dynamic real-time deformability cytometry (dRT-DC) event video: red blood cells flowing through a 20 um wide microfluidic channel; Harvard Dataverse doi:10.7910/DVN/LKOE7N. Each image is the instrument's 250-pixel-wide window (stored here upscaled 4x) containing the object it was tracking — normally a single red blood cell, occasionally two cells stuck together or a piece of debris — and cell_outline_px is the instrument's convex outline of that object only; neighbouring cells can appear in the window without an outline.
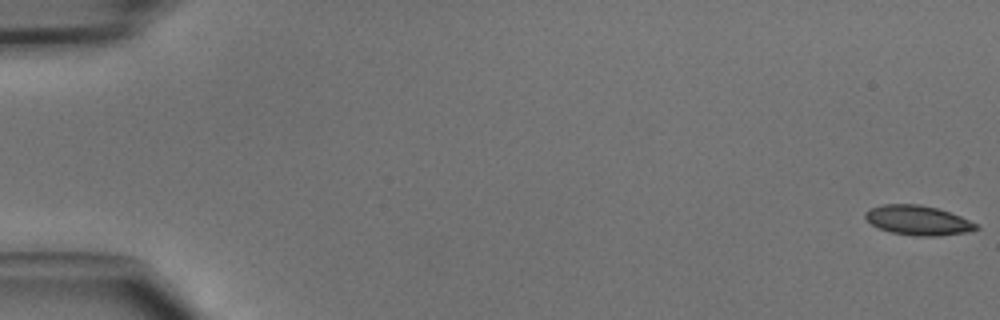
{"species": "common noctule bat (a hibernating species)", "species_latin": "Nyctalus noctula", "temperature_condition": "cold", "stored_images_in_passage": 47, "camera_frame_rate_fps": 3000, "um_per_image_px": 0.085, "animal": {"sex": "male", "body_mass_g": 15.6}, "frame": {"image": 1, "passage_image": 1, "time_ms": 0.0, "image_size_px": [1000, 320], "cell_outline_px": [[980, 228], [964, 232], [940, 236], [916, 236], [892, 232], [880, 228], [872, 224], [864, 216], [864, 212], [868, 208], [880, 204], [920, 204], [936, 208], [960, 216], [980, 224]], "centroid_in_image_um": [78.02, 18.71], "position_along_channel_um": 7.0, "area_um2": 19.13}}
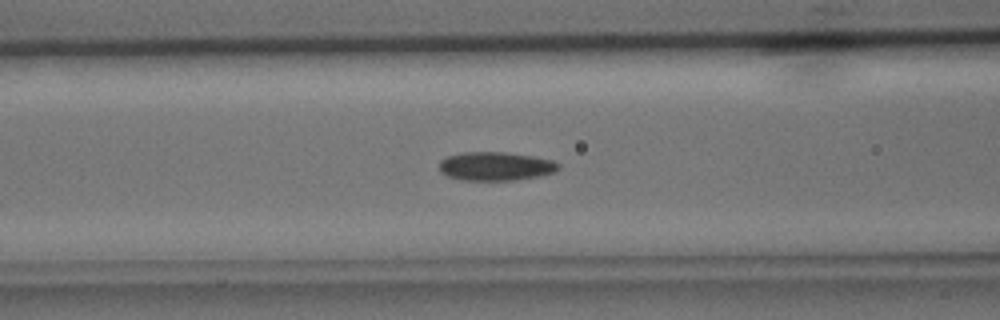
{"frame": {"image": 2, "passage_image": 20, "time_ms": 6.333, "image_size_px": [1000, 320], "cell_outline_px": [[560, 168], [556, 172], [540, 176], [512, 180], [460, 180], [448, 176], [440, 172], [440, 160], [448, 156], [464, 152], [504, 152], [532, 156], [552, 160], [560, 164]], "centroid_in_image_um": [42.14, 14.13], "position_along_channel_um": 124.5, "area_um2": 19.94}}
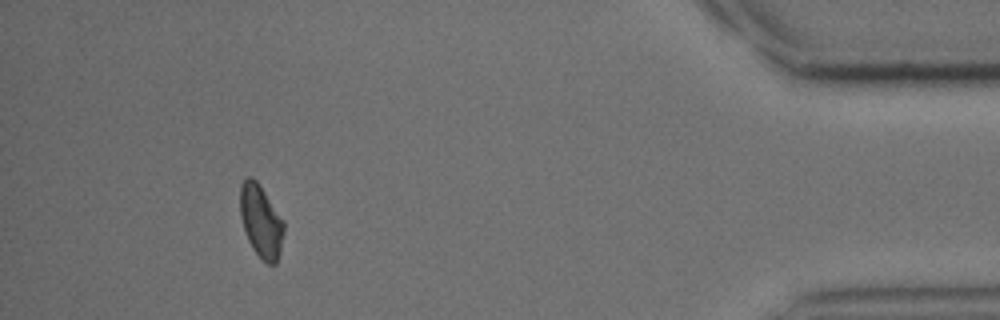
{"frame": {"image": 3, "passage_image": 44, "time_ms": 14.333, "image_size_px": [1000, 320], "cell_outline_px": [[284, 232], [280, 252], [276, 264], [268, 264], [252, 248], [244, 232], [240, 216], [240, 184], [248, 176], [252, 176], [256, 180], [284, 220]], "centroid_in_image_um": [22.17, 18.79], "position_along_channel_um": 413.0, "area_um2": 18.55}}